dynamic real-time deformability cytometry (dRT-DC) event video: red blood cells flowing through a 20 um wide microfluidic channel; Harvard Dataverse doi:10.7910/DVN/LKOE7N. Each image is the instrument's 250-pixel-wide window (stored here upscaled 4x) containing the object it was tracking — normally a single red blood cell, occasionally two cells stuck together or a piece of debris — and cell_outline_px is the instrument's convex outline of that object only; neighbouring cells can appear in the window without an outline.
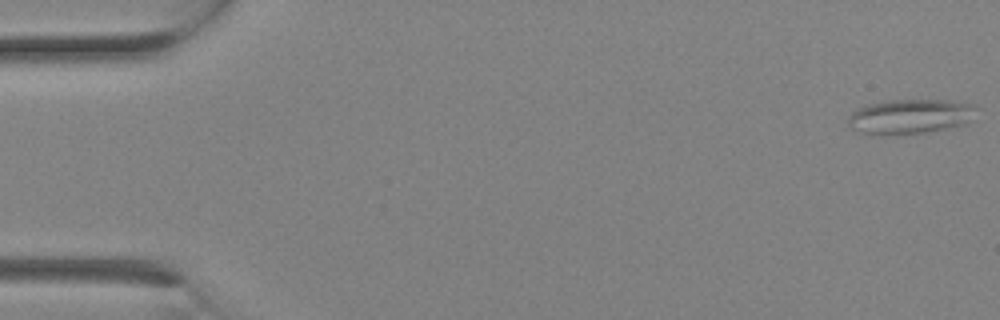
{"species": "Egyptian fruit bat (a non-hibernating species)", "species_latin": "Rousettus aegyptiacus", "temperature_condition": "room temperature", "stored_images_in_passage": 11, "camera_frame_rate_fps": 3000, "um_per_image_px": 0.085, "animal": {"sex": "female"}, "frame": {"image": 1, "passage_image": 1, "time_ms": 0.0, "image_size_px": [1000, 320], "cell_outline_px": [[972, 108], [968, 124], [924, 132], [880, 136], [860, 132], [852, 128], [848, 124], [848, 116], [856, 108], [864, 104], [888, 100], [948, 100], [972, 104]], "centroid_in_image_um": [77.24, 9.9], "position_along_channel_um": 7.8, "area_um2": 25.84}}
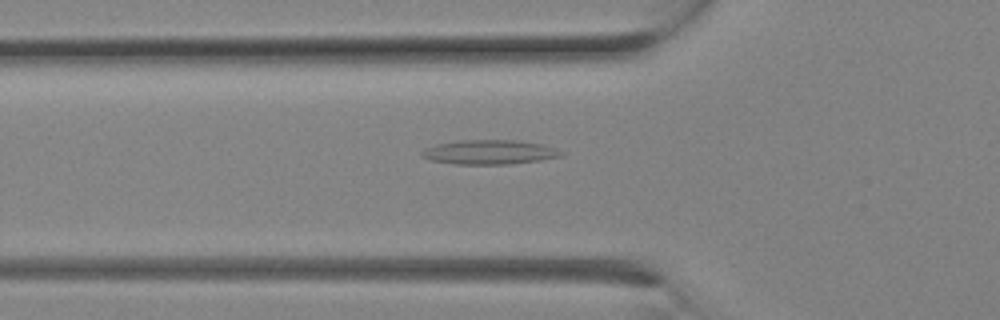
{"frame": {"image": 2, "passage_image": 9, "time_ms": 2.667, "image_size_px": [1000, 320], "cell_outline_px": [[564, 156], [540, 160], [512, 164], [456, 164], [432, 160], [420, 156], [420, 152], [424, 148], [436, 144], [460, 140], [516, 140], [540, 144], [556, 148], [564, 152]], "centroid_in_image_um": [41.61, 12.93], "position_along_channel_um": 84.2, "area_um2": 19.88}}
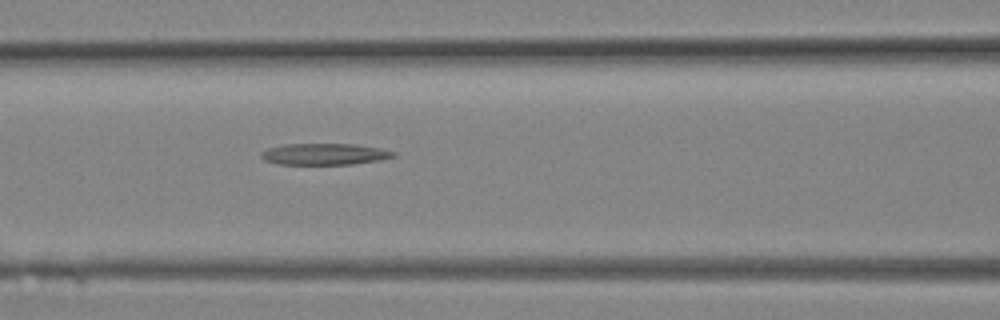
{"frame": {"image": 3, "passage_image": 11, "time_ms": 3.333, "image_size_px": [1000, 320], "cell_outline_px": [[396, 156], [380, 160], [352, 164], [276, 164], [264, 160], [260, 156], [260, 152], [268, 148], [284, 144], [356, 144], [380, 148], [396, 152]], "centroid_in_image_um": [27.57, 13.1], "position_along_channel_um": 139.0, "area_um2": 16.59}}